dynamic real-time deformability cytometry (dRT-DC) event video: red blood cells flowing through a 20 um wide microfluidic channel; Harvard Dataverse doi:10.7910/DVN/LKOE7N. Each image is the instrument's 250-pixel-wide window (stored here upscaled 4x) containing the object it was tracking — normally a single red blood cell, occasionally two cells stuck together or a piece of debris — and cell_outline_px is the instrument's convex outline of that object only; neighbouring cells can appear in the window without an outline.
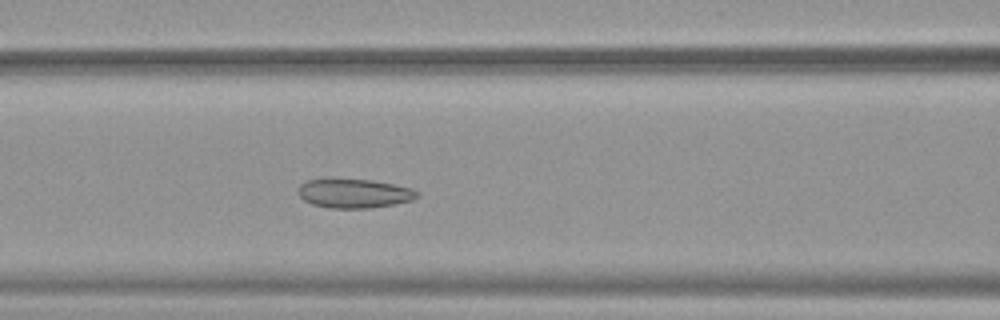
{"species": "common noctule bat (a hibernating species)", "species_latin": "Nyctalus noctula", "temperature_condition": "warm", "stored_images_in_passage": 49, "camera_frame_rate_fps": 3000, "um_per_image_px": 0.085, "animal": {"sex": "female", "body_mass_g": 19.9}, "frame": {"image": 1, "passage_image": 19, "time_ms": 6.0, "image_size_px": [1000, 320], "cell_outline_px": [[420, 196], [412, 200], [396, 204], [372, 208], [332, 208], [312, 204], [304, 200], [300, 196], [300, 184], [308, 180], [324, 176], [332, 176], [372, 180], [412, 188], [420, 192]], "centroid_in_image_um": [30.1, 16.39], "position_along_channel_um": 136.5, "area_um2": 20.92}}
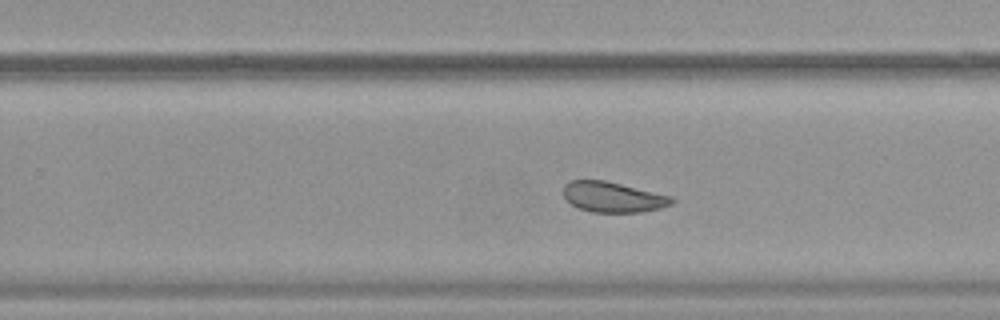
{"frame": {"image": 2, "passage_image": 30, "time_ms": 9.667, "image_size_px": [1000, 320], "cell_outline_px": [[676, 200], [672, 204], [660, 208], [640, 212], [592, 212], [580, 208], [572, 204], [564, 196], [564, 184], [568, 180], [604, 180], [672, 196]], "centroid_in_image_um": [52.11, 16.74], "position_along_channel_um": 277.7, "area_um2": 19.07}}
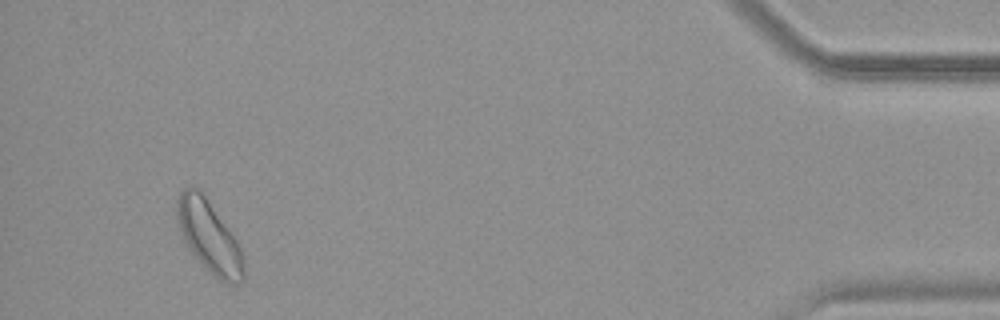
{"frame": {"image": 3, "passage_image": 46, "time_ms": 15.0, "image_size_px": [1000, 320], "cell_outline_px": [[244, 280], [220, 280], [192, 252], [184, 240], [176, 220], [176, 196], [184, 188], [192, 184], [200, 188], [228, 228], [244, 252]], "centroid_in_image_um": [17.74, 19.98], "position_along_channel_um": 417.5, "area_um2": 27.46}, "authors_computed_cell_mechanics": {"area_um2": 22.9466, "velocity_mm_per_s": 3.8671, "shape_relaxation_time_tau1_ms": null, "shape_relaxation_time_tau2_ms": 1.4822, "deformation_change_tau1": null, "deformation_change_tau2": 0.0603}}